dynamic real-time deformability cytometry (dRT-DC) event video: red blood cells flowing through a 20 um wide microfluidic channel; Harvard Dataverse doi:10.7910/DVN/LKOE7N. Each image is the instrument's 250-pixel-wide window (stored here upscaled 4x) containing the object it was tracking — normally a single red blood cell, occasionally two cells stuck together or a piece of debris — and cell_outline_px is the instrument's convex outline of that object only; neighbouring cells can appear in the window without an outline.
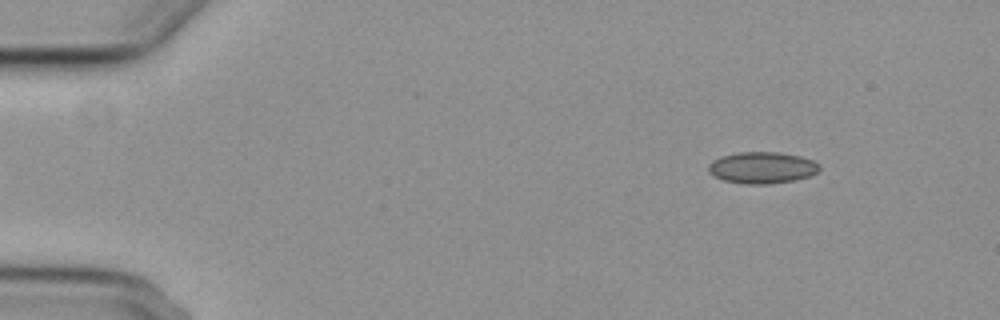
{"species": "common noctule bat (a hibernating species)", "species_latin": "Nyctalus noctula", "temperature_condition": "cold", "stored_images_in_passage": 8, "camera_frame_rate_fps": 3000, "um_per_image_px": 0.085, "animal": {"sex": "female", "body_mass_g": 29.2, "forearm_length_mm": 56.3}, "frame": {"image": 1, "passage_image": 1, "time_ms": 0.0, "image_size_px": [1000, 320], "cell_outline_px": [[820, 168], [816, 172], [808, 176], [796, 180], [768, 184], [744, 184], [724, 180], [708, 172], [708, 164], [712, 160], [720, 156], [736, 152], [780, 152], [800, 156], [812, 160], [820, 164]], "centroid_in_image_um": [64.76, 14.24], "position_along_channel_um": 20.2, "area_um2": 20.52}}
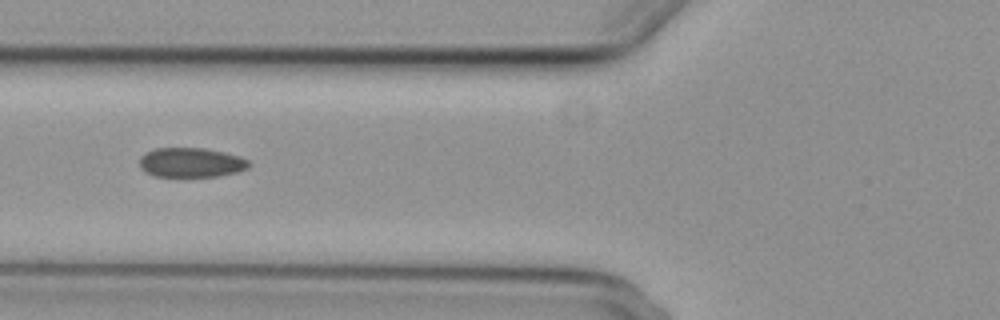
{"frame": {"image": 2, "passage_image": 5, "time_ms": 5.0, "image_size_px": [1000, 320], "cell_outline_px": [[252, 164], [248, 168], [236, 172], [220, 176], [156, 176], [144, 172], [140, 168], [140, 156], [156, 148], [204, 148], [224, 152], [240, 156], [248, 160]], "centroid_in_image_um": [16.26, 13.81], "position_along_channel_um": 109.5, "area_um2": 18.84}}
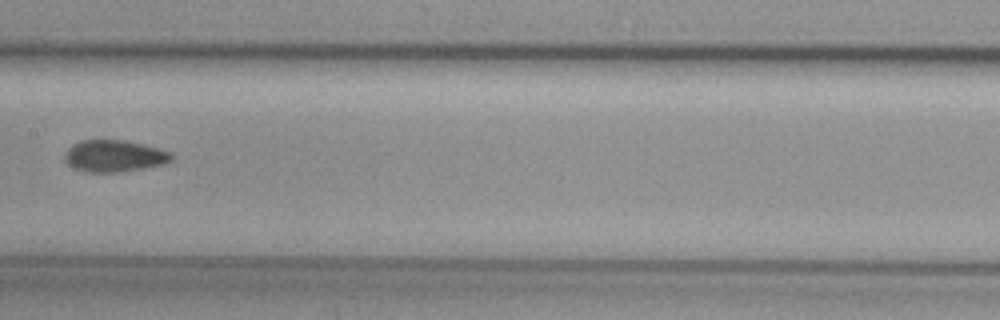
{"frame": {"image": 3, "passage_image": 7, "time_ms": 7.333, "image_size_px": [1000, 320], "cell_outline_px": [[172, 160], [164, 164], [116, 172], [84, 172], [68, 164], [64, 160], [64, 152], [72, 144], [80, 140], [124, 140], [172, 152]], "centroid_in_image_um": [9.66, 13.25], "position_along_channel_um": 197.7, "area_um2": 19.59}}